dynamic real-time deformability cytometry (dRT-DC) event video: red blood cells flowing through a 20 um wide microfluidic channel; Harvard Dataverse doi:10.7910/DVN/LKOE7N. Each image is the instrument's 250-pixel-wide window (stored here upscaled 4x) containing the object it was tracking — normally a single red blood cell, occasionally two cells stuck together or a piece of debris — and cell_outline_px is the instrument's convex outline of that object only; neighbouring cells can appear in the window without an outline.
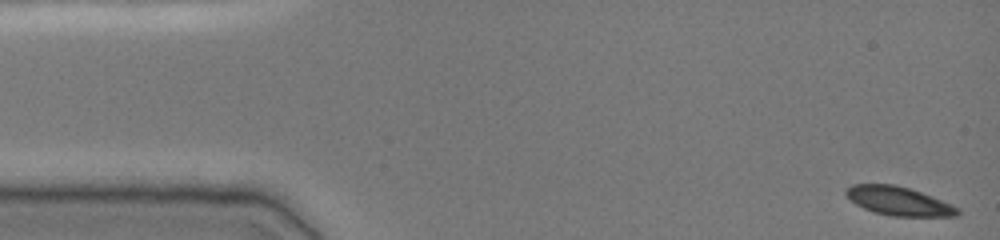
{"species": "common noctule bat (a hibernating species)", "species_latin": "Nyctalus noctula", "temperature_condition": "cold", "stored_images_in_passage": 49, "camera_frame_rate_fps": 3000, "um_per_image_px": 0.085, "animal": {"sex": "female", "body_mass_g": 19.0, "forearm_length_mm": 51.5}, "frame": {"image": 1, "passage_image": 1, "time_ms": 0.0, "image_size_px": [1000, 240], "cell_outline_px": [[960, 212], [956, 216], [892, 216], [872, 212], [856, 204], [844, 192], [852, 184], [892, 184], [908, 188], [932, 196], [952, 204], [960, 208]], "centroid_in_image_um": [76.41, 17.1], "position_along_channel_um": 8.6, "area_um2": 18.55}}
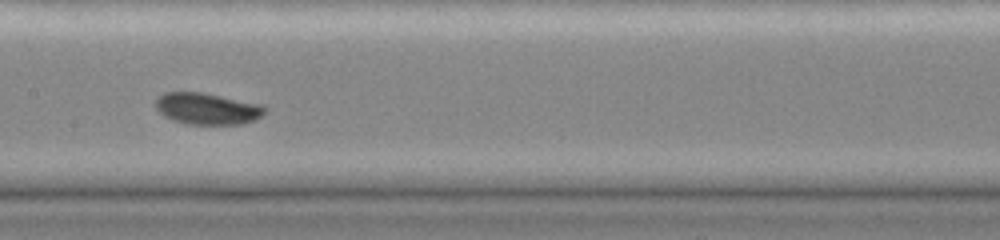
{"frame": {"image": 2, "passage_image": 24, "time_ms": 7.667, "image_size_px": [1000, 240], "cell_outline_px": [[268, 108], [256, 120], [240, 124], [188, 124], [172, 120], [164, 116], [156, 108], [156, 100], [164, 92], [204, 92], [264, 104]], "centroid_in_image_um": [17.66, 9.23], "position_along_channel_um": 189.7, "area_um2": 20.29}}
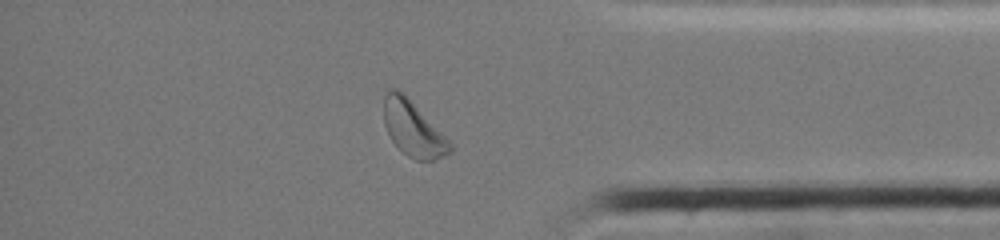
{"frame": {"image": 3, "passage_image": 41, "time_ms": 13.333, "image_size_px": [1000, 240], "cell_outline_px": [[452, 152], [432, 160], [416, 160], [408, 156], [392, 140], [384, 124], [384, 88], [396, 88], [404, 92], [452, 144]], "centroid_in_image_um": [35.08, 10.88], "position_along_channel_um": 400.1, "area_um2": 21.15}}